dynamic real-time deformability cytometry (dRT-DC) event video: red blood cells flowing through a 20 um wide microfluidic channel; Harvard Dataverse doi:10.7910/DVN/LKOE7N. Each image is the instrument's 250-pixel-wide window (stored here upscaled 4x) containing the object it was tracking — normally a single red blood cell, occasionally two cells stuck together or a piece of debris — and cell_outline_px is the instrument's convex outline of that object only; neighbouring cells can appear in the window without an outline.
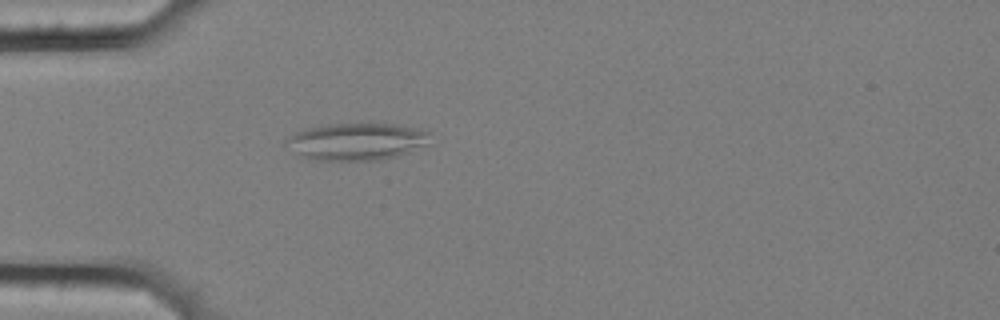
{"species": "common noctule bat (a hibernating species)", "species_latin": "Nyctalus noctula", "temperature_condition": "cold", "stored_images_in_passage": 42, "segment_of_instrument_passage": [1, 2], "camera_frame_rate_fps": 3000, "um_per_image_px": 0.085, "animal": {"sex": "female", "body_mass_g": 25.1}, "frame": {"image": 1, "passage_image": 1, "time_ms": 0.0, "image_size_px": [1000, 320], "cell_outline_px": [[432, 144], [396, 156], [380, 160], [312, 160], [300, 156], [284, 144], [284, 140], [296, 132], [308, 128], [324, 124], [368, 120], [396, 124], [420, 128], [432, 132]], "centroid_in_image_um": [30.4, 11.98], "position_along_channel_um": 54.6, "area_um2": 32.71}}